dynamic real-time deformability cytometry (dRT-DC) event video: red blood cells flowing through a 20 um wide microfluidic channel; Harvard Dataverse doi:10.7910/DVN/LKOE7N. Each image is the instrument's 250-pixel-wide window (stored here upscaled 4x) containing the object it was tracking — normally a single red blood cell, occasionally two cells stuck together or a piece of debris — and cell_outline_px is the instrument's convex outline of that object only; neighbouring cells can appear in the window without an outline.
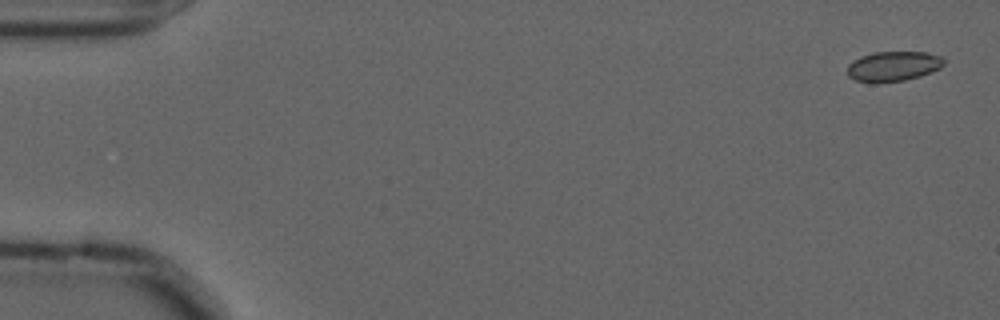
{"species": "common noctule bat (a hibernating species)", "species_latin": "Nyctalus noctula", "temperature_condition": "cold", "stored_images_in_passage": 3, "camera_frame_rate_fps": 3000, "um_per_image_px": 0.085, "animal": {"sex": "male", "forearm_length_mm": 52.5}, "frame": {"image": 1, "passage_image": 1, "time_ms": 0.0, "image_size_px": [1000, 320], "cell_outline_px": [[944, 64], [940, 68], [932, 72], [920, 76], [904, 80], [856, 80], [848, 76], [848, 64], [852, 60], [860, 56], [876, 52], [928, 52], [940, 56], [944, 60]], "centroid_in_image_um": [75.97, 5.59], "position_along_channel_um": 9.0, "area_um2": 16.36}}